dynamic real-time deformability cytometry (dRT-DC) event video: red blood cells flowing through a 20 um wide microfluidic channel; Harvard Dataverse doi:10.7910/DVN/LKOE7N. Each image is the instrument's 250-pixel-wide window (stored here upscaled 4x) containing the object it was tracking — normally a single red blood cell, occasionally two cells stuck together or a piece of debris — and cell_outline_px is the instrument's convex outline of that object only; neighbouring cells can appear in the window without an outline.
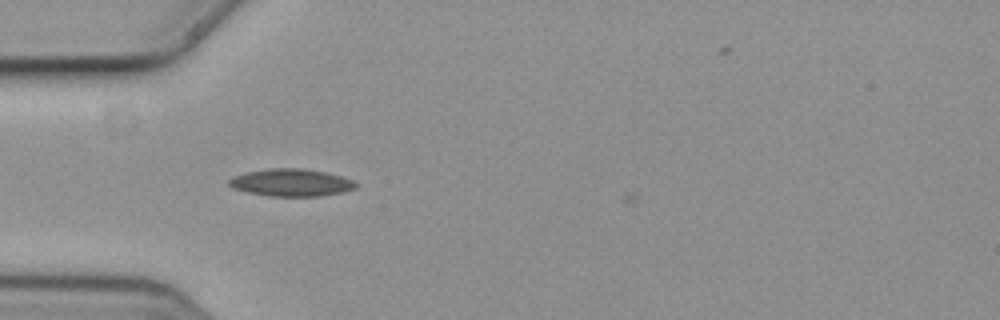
{"species": "common noctule bat (a hibernating species)", "species_latin": "Nyctalus noctula", "temperature_condition": "cold", "stored_images_in_passage": 2, "camera_frame_rate_fps": 3000, "um_per_image_px": 0.085, "animal": {"sex": "female", "body_mass_g": 19.3, "forearm_length_mm": 54.1}, "frame": {"image": 1, "passage_image": 1, "time_ms": 0.0, "image_size_px": [1000, 320], "cell_outline_px": [[356, 188], [344, 192], [320, 196], [268, 196], [248, 192], [232, 188], [228, 184], [228, 180], [232, 176], [248, 172], [272, 168], [300, 168], [324, 172], [340, 176], [352, 180], [356, 184]], "centroid_in_image_um": [24.73, 15.53], "position_along_channel_um": 60.3, "area_um2": 20.11}}
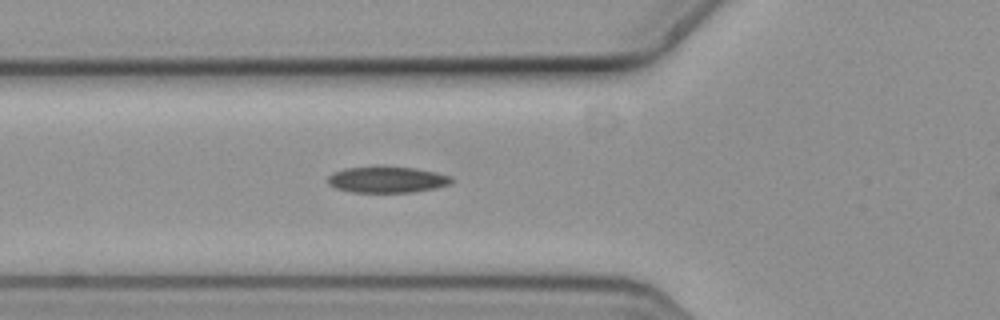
{"frame": {"image": 2, "passage_image": 2, "time_ms": 0.333, "image_size_px": [1000, 320], "cell_outline_px": [[456, 180], [452, 184], [436, 188], [412, 192], [352, 192], [336, 188], [328, 184], [328, 176], [332, 172], [344, 168], [376, 164], [380, 164], [416, 168], [436, 172], [452, 176]], "centroid_in_image_um": [32.92, 15.22], "position_along_channel_um": 92.9, "area_um2": 19.77}}